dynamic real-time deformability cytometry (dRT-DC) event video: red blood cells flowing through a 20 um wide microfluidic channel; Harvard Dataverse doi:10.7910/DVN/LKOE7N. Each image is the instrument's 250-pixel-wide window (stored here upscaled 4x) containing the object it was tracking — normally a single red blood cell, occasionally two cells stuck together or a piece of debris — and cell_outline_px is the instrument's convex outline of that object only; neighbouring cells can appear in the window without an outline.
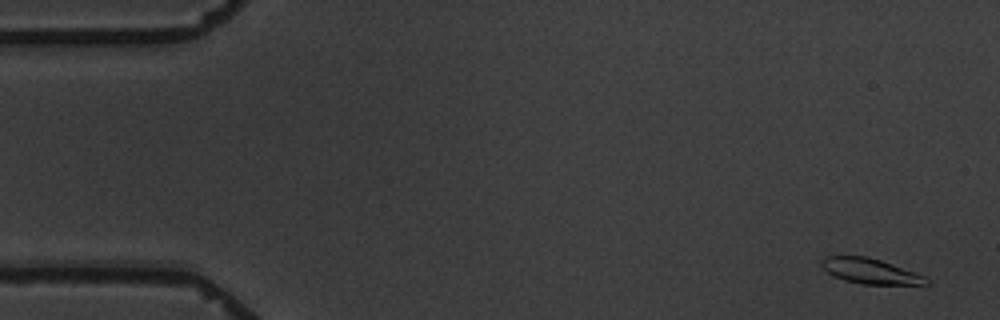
{"species": "common noctule bat (a hibernating species)", "species_latin": "Nyctalus noctula", "temperature_condition": "warm", "stored_images_in_passage": 5, "camera_frame_rate_fps": 3000, "um_per_image_px": 0.085, "animal": {"sex": "male", "body_mass_g": 19.5, "forearm_length_mm": 54.6}, "frame": {"image": 1, "passage_image": 1, "time_ms": 0.0, "image_size_px": [1000, 320], "cell_outline_px": [[928, 284], [860, 284], [844, 280], [828, 272], [820, 264], [820, 260], [824, 256], [868, 256], [880, 260], [924, 276], [928, 280]], "centroid_in_image_um": [73.91, 23.03], "position_along_channel_um": 11.1, "area_um2": 15.09}}